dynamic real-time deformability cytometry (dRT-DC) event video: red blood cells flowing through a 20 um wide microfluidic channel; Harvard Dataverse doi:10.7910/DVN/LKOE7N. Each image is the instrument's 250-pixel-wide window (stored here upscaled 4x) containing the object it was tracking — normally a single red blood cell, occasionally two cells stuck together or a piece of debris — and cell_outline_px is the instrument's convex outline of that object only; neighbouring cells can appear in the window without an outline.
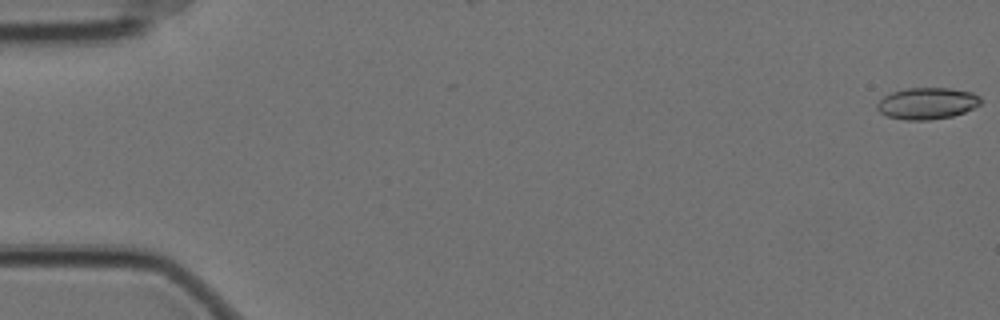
{"species": "Egyptian fruit bat (a non-hibernating species)", "species_latin": "Rousettus aegyptiacus", "temperature_condition": "cold", "stored_images_in_passage": 14, "camera_frame_rate_fps": 3000, "um_per_image_px": 0.085, "animal": {"sex": "female"}, "frame": {"image": 1, "passage_image": 1, "time_ms": 0.0, "image_size_px": [1000, 320], "cell_outline_px": [[980, 104], [964, 112], [952, 116], [928, 120], [904, 120], [888, 116], [880, 112], [876, 108], [876, 104], [884, 96], [892, 92], [908, 88], [952, 88], [972, 92], [980, 96]], "centroid_in_image_um": [78.8, 8.78], "position_along_channel_um": 6.2, "area_um2": 19.02}}